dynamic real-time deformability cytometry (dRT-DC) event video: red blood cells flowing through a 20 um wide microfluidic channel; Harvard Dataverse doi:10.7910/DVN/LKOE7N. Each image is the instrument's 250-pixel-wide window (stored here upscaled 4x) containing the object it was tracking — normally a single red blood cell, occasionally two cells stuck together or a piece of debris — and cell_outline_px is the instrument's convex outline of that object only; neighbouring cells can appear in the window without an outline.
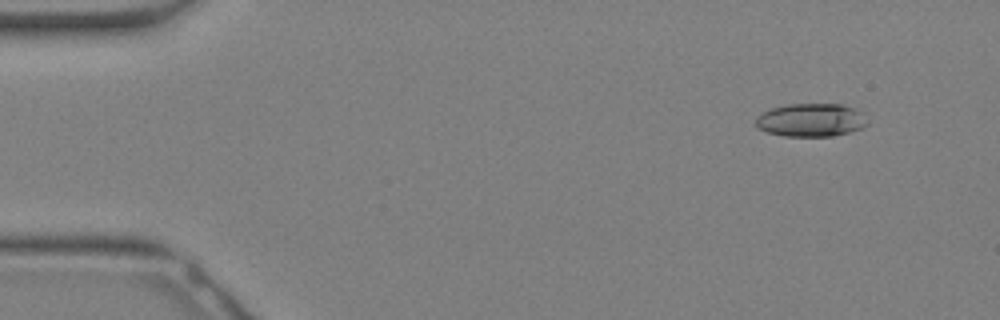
{"species": "Egyptian fruit bat (a non-hibernating species)", "species_latin": "Rousettus aegyptiacus", "temperature_condition": "warm", "stored_images_in_passage": 33, "camera_frame_rate_fps": 3000, "um_per_image_px": 0.085, "animal": {"sex": "female"}, "frame": {"image": 1, "passage_image": 3, "time_ms": 0.667, "image_size_px": [1000, 320], "cell_outline_px": [[868, 124], [864, 128], [832, 136], [784, 136], [768, 132], [756, 128], [756, 116], [772, 108], [788, 104], [840, 104], [856, 108], [864, 112]], "centroid_in_image_um": [68.97, 10.2], "position_along_channel_um": 16.0, "area_um2": 21.79}}
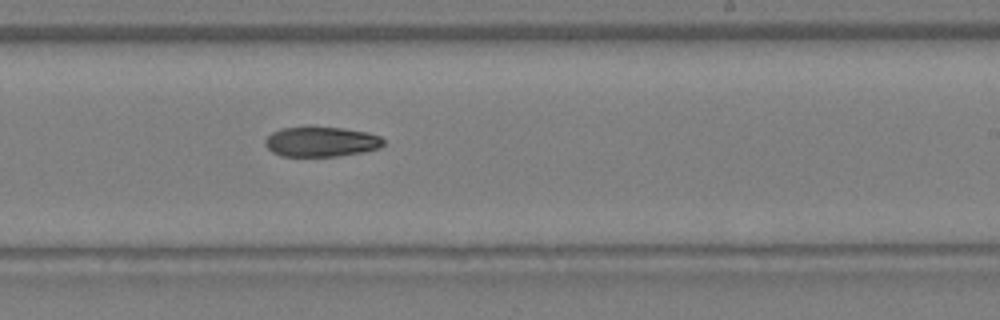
{"frame": {"image": 2, "passage_image": 20, "time_ms": 6.333, "image_size_px": [1000, 320], "cell_outline_px": [[384, 144], [380, 148], [360, 152], [336, 156], [280, 156], [272, 152], [264, 144], [264, 140], [272, 132], [280, 128], [308, 124], [312, 124], [344, 128], [368, 132], [380, 136], [384, 140]], "centroid_in_image_um": [27.26, 12.0], "position_along_channel_um": 261.7, "area_um2": 21.44}}
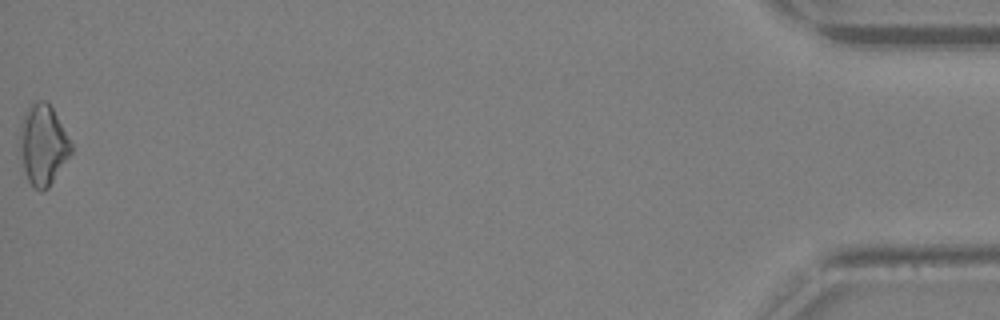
{"frame": {"image": 3, "passage_image": 33, "time_ms": 10.667, "image_size_px": [1000, 320], "cell_outline_px": [[72, 152], [48, 188], [40, 192], [32, 188], [28, 180], [24, 168], [20, 148], [20, 124], [28, 108], [36, 100], [48, 100], [72, 144]], "centroid_in_image_um": [3.66, 12.31], "position_along_channel_um": 431.5, "area_um2": 23.81}}